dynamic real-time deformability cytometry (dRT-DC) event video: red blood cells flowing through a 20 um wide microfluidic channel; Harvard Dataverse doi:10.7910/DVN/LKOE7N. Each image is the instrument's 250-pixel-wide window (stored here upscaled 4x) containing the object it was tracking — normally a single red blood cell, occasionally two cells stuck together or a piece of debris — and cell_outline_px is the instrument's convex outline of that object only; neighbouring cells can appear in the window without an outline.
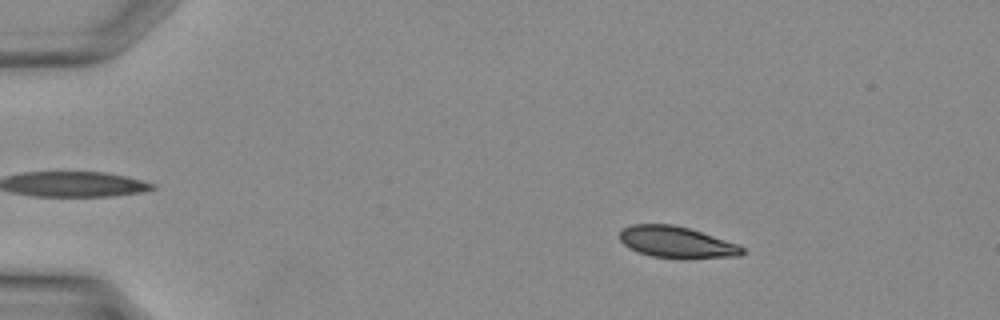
{"species": "Egyptian fruit bat (a non-hibernating species)", "species_latin": "Rousettus aegyptiacus", "temperature_condition": "warm", "stored_images_in_passage": 37, "camera_frame_rate_fps": 3000, "um_per_image_px": 0.085, "animal": {"sex": "female"}, "frame": {"image": 1, "passage_image": 6, "time_ms": 1.667, "image_size_px": [1000, 320], "cell_outline_px": [[744, 252], [740, 256], [684, 260], [652, 256], [640, 252], [624, 244], [620, 240], [620, 232], [624, 228], [632, 224], [672, 224], [688, 228], [736, 244], [744, 248]], "centroid_in_image_um": [57.53, 20.61], "position_along_channel_um": 27.5, "area_um2": 22.43}}
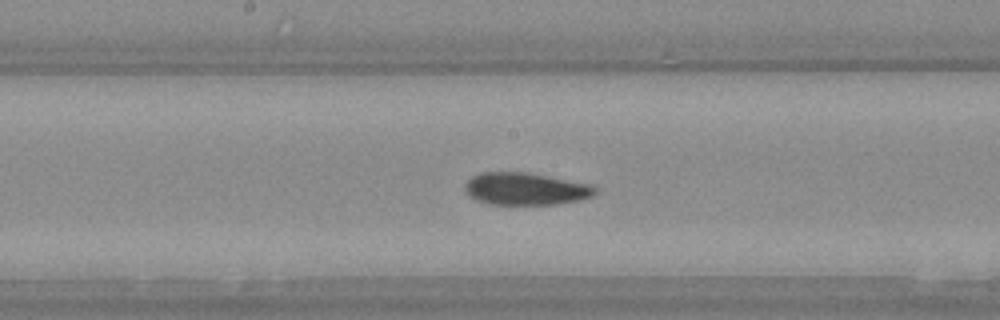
{"frame": {"image": 2, "passage_image": 20, "time_ms": 6.333, "image_size_px": [1000, 320], "cell_outline_px": [[596, 192], [592, 196], [580, 200], [552, 204], [492, 204], [480, 200], [472, 196], [464, 188], [464, 184], [472, 176], [480, 172], [528, 172], [588, 184], [596, 188]], "centroid_in_image_um": [44.67, 16.04], "position_along_channel_um": 203.5, "area_um2": 24.1}}
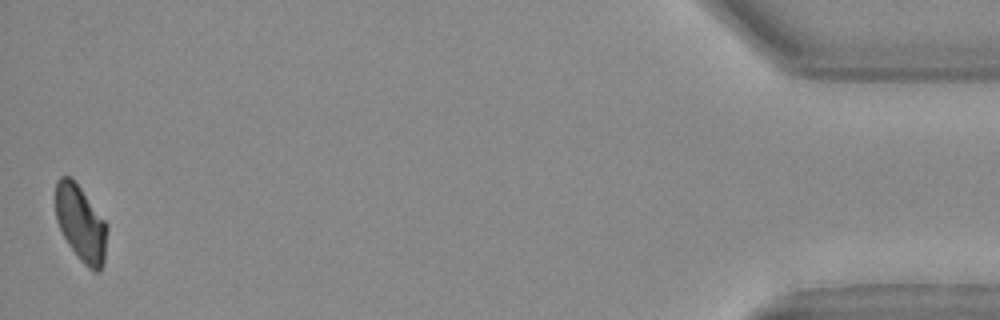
{"frame": {"image": 3, "passage_image": 37, "time_ms": 12.0, "image_size_px": [1000, 320], "cell_outline_px": [[108, 228], [104, 260], [100, 272], [96, 272], [88, 268], [80, 260], [64, 236], [56, 220], [56, 180], [60, 176], [68, 176], [80, 188], [108, 224]], "centroid_in_image_um": [6.89, 19.01], "position_along_channel_um": 428.3, "area_um2": 22.54}}